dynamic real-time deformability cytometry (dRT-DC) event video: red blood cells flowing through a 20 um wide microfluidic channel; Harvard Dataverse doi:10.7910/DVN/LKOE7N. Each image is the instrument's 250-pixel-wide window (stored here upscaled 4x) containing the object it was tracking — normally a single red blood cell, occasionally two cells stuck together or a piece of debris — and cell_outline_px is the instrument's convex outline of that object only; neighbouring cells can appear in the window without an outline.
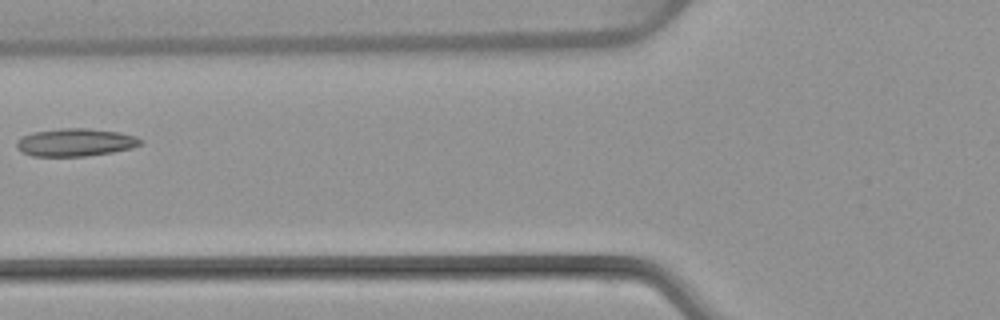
{"species": "common noctule bat (a hibernating species)", "species_latin": "Nyctalus noctula", "temperature_condition": "warm", "stored_images_in_passage": 5, "camera_frame_rate_fps": 3000, "um_per_image_px": 0.085, "animal": {"sex": "female", "body_mass_g": 22.7, "forearm_length_mm": 54.2}, "frame": {"image": 1, "passage_image": 5, "time_ms": 5.667, "image_size_px": [1000, 320], "cell_outline_px": [[144, 144], [132, 148], [112, 152], [84, 156], [32, 156], [16, 148], [16, 140], [20, 136], [32, 132], [60, 128], [88, 128], [120, 132], [136, 136], [144, 140]], "centroid_in_image_um": [6.42, 12.09], "position_along_channel_um": 119.4, "area_um2": 20.35}}